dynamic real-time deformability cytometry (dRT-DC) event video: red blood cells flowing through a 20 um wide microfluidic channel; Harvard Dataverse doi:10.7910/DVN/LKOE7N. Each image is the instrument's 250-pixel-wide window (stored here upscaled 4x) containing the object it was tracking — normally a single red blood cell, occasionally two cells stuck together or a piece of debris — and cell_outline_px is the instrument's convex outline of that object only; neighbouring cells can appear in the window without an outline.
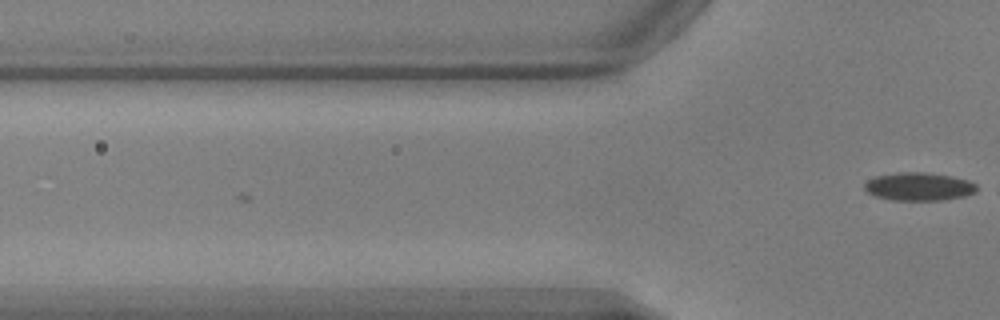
{"species": "common noctule bat (a hibernating species)", "species_latin": "Nyctalus noctula", "temperature_condition": "warm", "stored_images_in_passage": 5, "camera_frame_rate_fps": 3000, "um_per_image_px": 0.085, "animal": {"sex": "male", "body_mass_g": 17.9, "forearm_length_mm": 54.2}, "frame": {"image": 1, "passage_image": 5, "time_ms": 1.333, "image_size_px": [1000, 320], "cell_outline_px": [[976, 192], [964, 196], [940, 200], [892, 200], [876, 196], [868, 192], [864, 188], [864, 184], [868, 180], [876, 176], [896, 172], [928, 172], [952, 176], [968, 180], [976, 184]], "centroid_in_image_um": [78.1, 15.85], "position_along_channel_um": 47.7, "area_um2": 18.38}}